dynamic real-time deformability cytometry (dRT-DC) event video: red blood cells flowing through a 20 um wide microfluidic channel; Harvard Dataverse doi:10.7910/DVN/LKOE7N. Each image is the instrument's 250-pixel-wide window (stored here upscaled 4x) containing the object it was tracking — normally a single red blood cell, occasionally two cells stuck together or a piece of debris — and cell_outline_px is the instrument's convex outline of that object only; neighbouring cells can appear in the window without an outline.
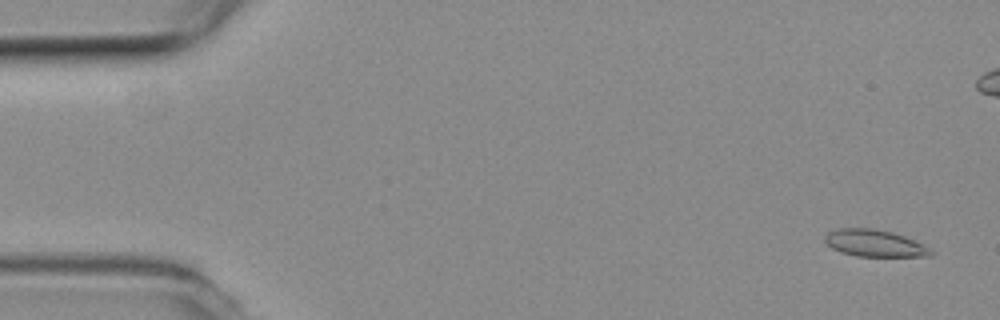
{"species": "common noctule bat (a hibernating species)", "species_latin": "Nyctalus noctula", "temperature_condition": "room temperature", "stored_images_in_passage": 55, "camera_frame_rate_fps": 3000, "um_per_image_px": 0.085, "animal": {"sex": "female", "body_mass_g": 19.3, "forearm_length_mm": 54.1}, "frame": {"image": 1, "passage_image": 2, "time_ms": 0.333, "image_size_px": [1000, 320], "cell_outline_px": [[932, 256], [856, 256], [840, 252], [832, 248], [824, 240], [824, 236], [828, 232], [840, 228], [872, 228], [892, 232], [904, 236], [928, 248], [932, 252]], "centroid_in_image_um": [74.28, 20.67], "position_along_channel_um": 10.7, "area_um2": 16.36}}
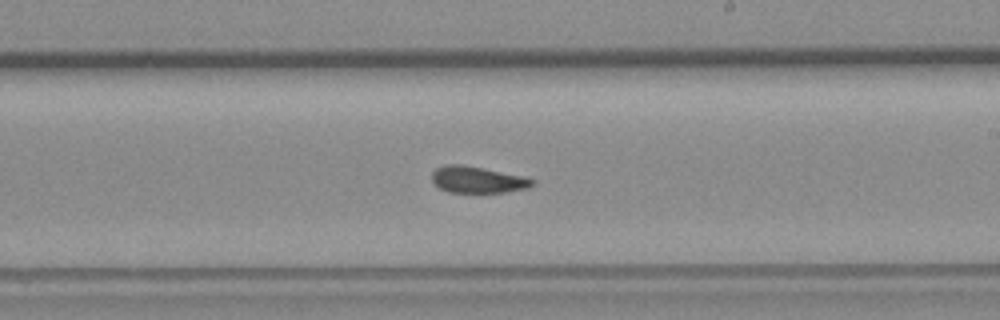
{"frame": {"image": 2, "passage_image": 31, "time_ms": 10.0, "image_size_px": [1000, 320], "cell_outline_px": [[536, 184], [528, 188], [504, 192], [448, 192], [440, 188], [432, 180], [432, 172], [436, 168], [444, 164], [460, 164], [484, 168], [524, 176], [536, 180]], "centroid_in_image_um": [40.62, 15.26], "position_along_channel_um": 248.4, "area_um2": 15.61}}
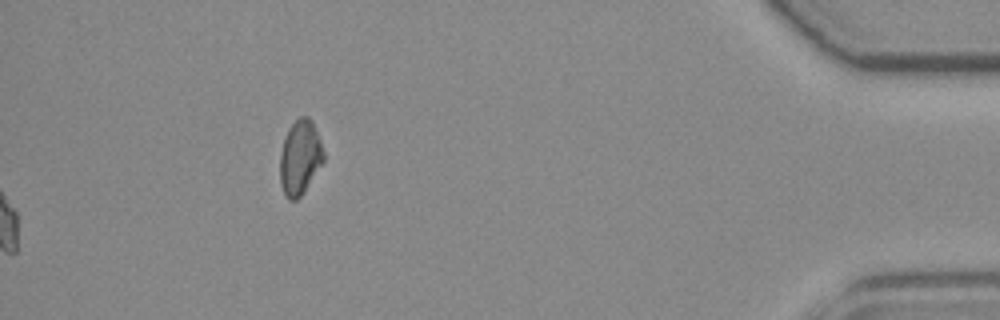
{"frame": {"image": 3, "passage_image": 55, "time_ms": 18.0, "image_size_px": [1000, 320], "cell_outline_px": [[324, 160], [304, 192], [296, 200], [288, 200], [284, 196], [280, 184], [280, 152], [284, 140], [292, 124], [300, 116], [308, 116], [312, 120], [320, 140], [324, 152]], "centroid_in_image_um": [25.49, 13.41], "position_along_channel_um": 409.7, "area_um2": 18.9}, "authors_computed_cell_mechanics": {"area_um2": 16.1262, "velocity_mm_per_s": 3.7922, "shape_relaxation_time_tau1_ms": null, "shape_relaxation_time_tau2_ms": 2.138, "deformation_change_tau1": null, "deformation_change_tau2": 0.0764}}